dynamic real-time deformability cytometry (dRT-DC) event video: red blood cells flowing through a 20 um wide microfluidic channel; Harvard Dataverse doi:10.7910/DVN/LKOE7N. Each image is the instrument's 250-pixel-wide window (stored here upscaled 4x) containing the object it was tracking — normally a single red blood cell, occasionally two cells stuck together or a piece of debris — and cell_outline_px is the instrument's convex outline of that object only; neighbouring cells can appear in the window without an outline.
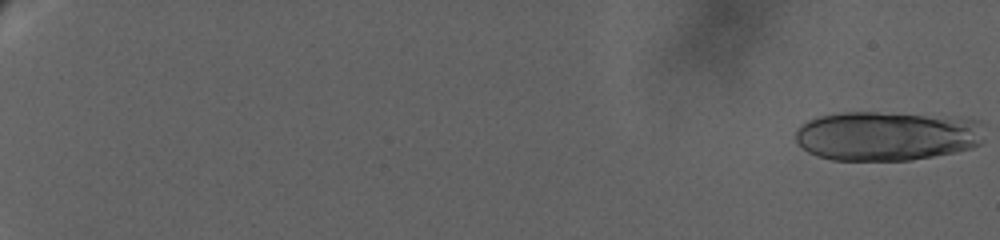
{"species": "human", "species_latin": "Homo sapiens", "temperature_condition": "warm", "stored_images_in_passage": 26, "segment_of_instrument_passage": [1, 2], "camera_frame_rate_fps": 3000, "um_per_image_px": 0.085, "donor": {"sex": "female"}, "frame": {"image": 1, "passage_image": 1, "time_ms": 0.0, "image_size_px": [1000, 240], "cell_outline_px": [[984, 140], [980, 144], [972, 148], [956, 152], [912, 160], [832, 160], [816, 156], [808, 152], [796, 144], [796, 132], [800, 124], [808, 120], [820, 116], [844, 112], [876, 112], [980, 120]], "centroid_in_image_um": [75.35, 11.57], "position_along_channel_um": 9.7, "area_um2": 54.39}}
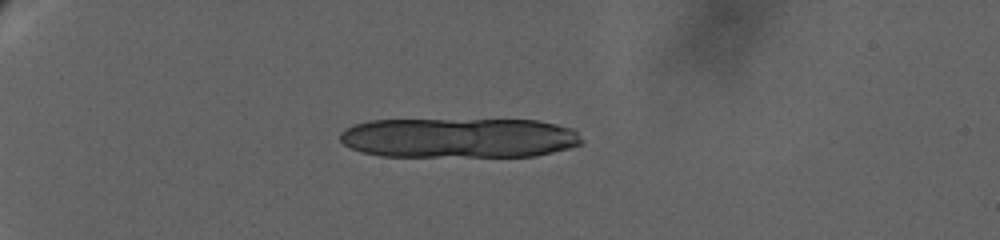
{"frame": {"image": 2, "passage_image": 9, "time_ms": 8.0, "image_size_px": [1000, 240], "cell_outline_px": [[584, 140], [580, 144], [568, 148], [536, 156], [380, 156], [360, 152], [344, 144], [340, 140], [340, 132], [344, 128], [352, 124], [368, 120], [536, 120], [556, 124], [572, 128]], "centroid_in_image_um": [38.98, 11.71], "position_along_channel_um": 46.0, "area_um2": 56.59}}